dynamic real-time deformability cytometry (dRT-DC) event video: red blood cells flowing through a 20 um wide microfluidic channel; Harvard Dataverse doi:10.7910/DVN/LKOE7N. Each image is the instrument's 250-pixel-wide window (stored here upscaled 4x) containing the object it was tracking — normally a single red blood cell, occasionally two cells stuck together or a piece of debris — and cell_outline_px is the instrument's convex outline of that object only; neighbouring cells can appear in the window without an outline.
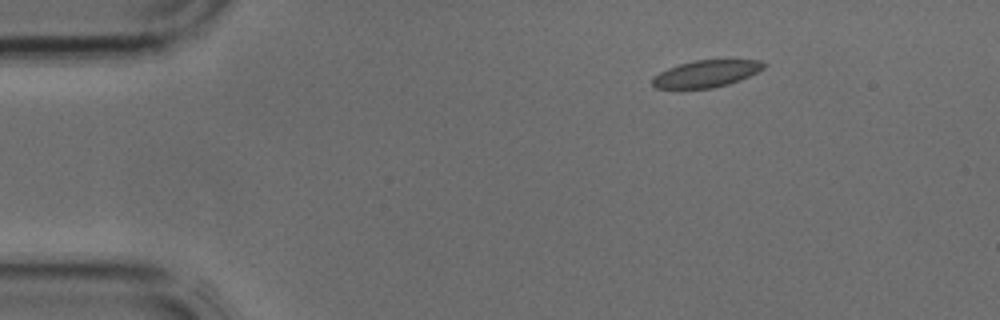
{"species": "common noctule bat (a hibernating species)", "species_latin": "Nyctalus noctula", "temperature_condition": "cold", "stored_images_in_passage": 3, "camera_frame_rate_fps": 3000, "um_per_image_px": 0.085, "animal": {"sex": "male", "body_mass_g": 17.9, "forearm_length_mm": 54.2}, "frame": {"image": 1, "passage_image": 1, "time_ms": 0.0, "image_size_px": [1000, 320], "cell_outline_px": [[768, 64], [764, 68], [740, 80], [728, 84], [712, 88], [656, 88], [652, 84], [652, 80], [660, 72], [668, 68], [680, 64], [696, 60], [760, 60]], "centroid_in_image_um": [60.06, 6.26], "position_along_channel_um": 24.9, "area_um2": 17.22}}
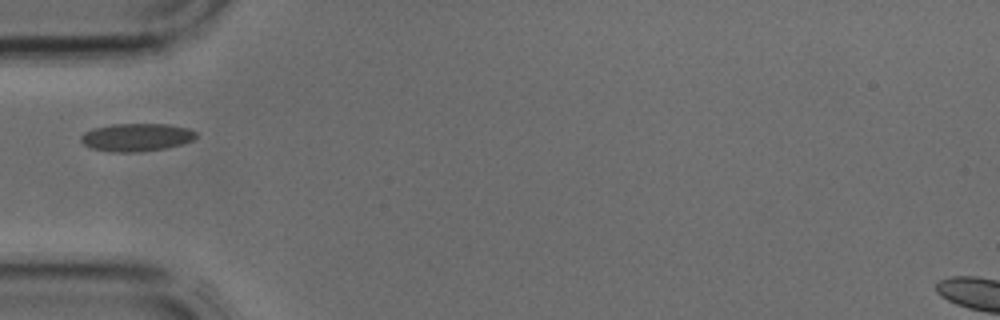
{"frame": {"image": 2, "passage_image": 3, "time_ms": 0.667, "image_size_px": [1000, 320], "cell_outline_px": [[196, 136], [192, 140], [180, 144], [164, 148], [136, 152], [108, 152], [92, 148], [84, 144], [80, 140], [80, 136], [84, 132], [92, 128], [112, 124], [168, 124], [188, 128], [196, 132]], "centroid_in_image_um": [11.55, 11.66], "position_along_channel_um": 73.4, "area_um2": 18.67}}